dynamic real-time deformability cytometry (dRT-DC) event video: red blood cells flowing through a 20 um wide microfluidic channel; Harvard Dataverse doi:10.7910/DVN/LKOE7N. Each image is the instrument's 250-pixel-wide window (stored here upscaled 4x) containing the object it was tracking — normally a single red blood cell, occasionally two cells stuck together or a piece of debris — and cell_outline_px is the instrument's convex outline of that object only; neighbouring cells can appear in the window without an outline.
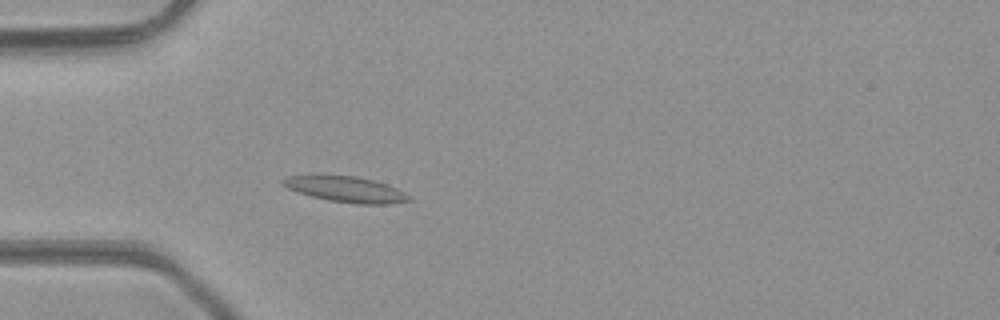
{"species": "common noctule bat (a hibernating species)", "species_latin": "Nyctalus noctula", "temperature_condition": "room temperature", "stored_images_in_passage": 35, "camera_frame_rate_fps": 3000, "um_per_image_px": 0.085, "animal": {"sex": "male", "body_mass_g": 23.1, "forearm_length_mm": 52.7}, "frame": {"image": 1, "passage_image": 2, "time_ms": 0.333, "image_size_px": [1000, 320], "cell_outline_px": [[412, 200], [384, 204], [356, 204], [328, 200], [312, 196], [288, 188], [280, 184], [280, 180], [288, 176], [308, 172], [320, 172], [356, 176], [372, 180], [396, 188], [404, 192]], "centroid_in_image_um": [29.25, 16.02], "position_along_channel_um": 55.8, "area_um2": 19.54}}
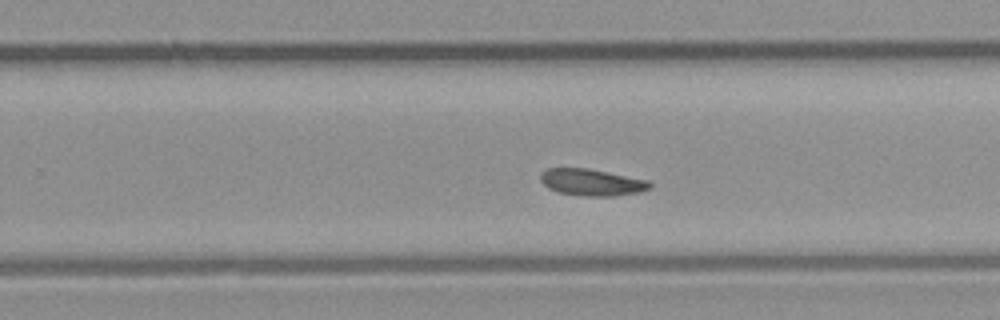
{"frame": {"image": 2, "passage_image": 18, "time_ms": 5.667, "image_size_px": [1000, 320], "cell_outline_px": [[652, 188], [640, 192], [616, 196], [584, 196], [560, 192], [548, 188], [540, 180], [540, 172], [548, 168], [588, 168], [648, 180], [652, 184]], "centroid_in_image_um": [50.31, 15.49], "position_along_channel_um": 279.5, "area_um2": 17.11}}
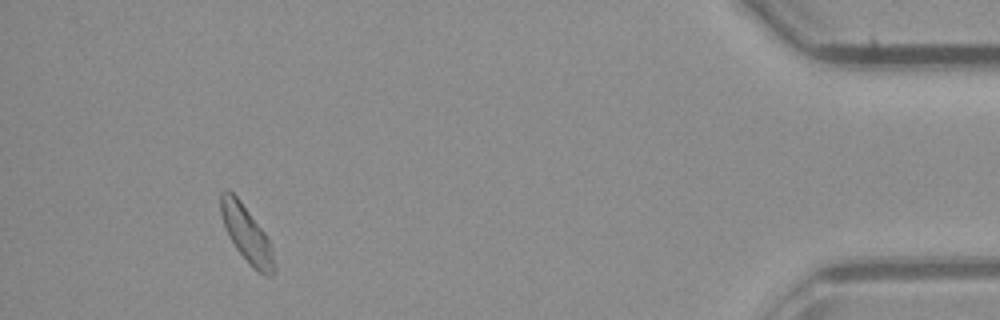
{"frame": {"image": 3, "passage_image": 32, "time_ms": 10.333, "image_size_px": [1000, 320], "cell_outline_px": [[276, 272], [272, 276], [264, 276], [252, 268], [236, 248], [228, 236], [224, 228], [220, 212], [220, 192], [232, 192], [240, 200], [264, 232], [272, 248], [276, 268]], "centroid_in_image_um": [20.97, 19.95], "position_along_channel_um": 414.2, "area_um2": 17.57}, "authors_computed_cell_mechanics": {"area_um2": 17.1666, "velocity_mm_per_s": 4.3316, "shape_relaxation_time_tau1_ms": null, "shape_relaxation_time_tau2_ms": 2.3474, "deformation_change_tau1": null, "deformation_change_tau2": 0.0729}}